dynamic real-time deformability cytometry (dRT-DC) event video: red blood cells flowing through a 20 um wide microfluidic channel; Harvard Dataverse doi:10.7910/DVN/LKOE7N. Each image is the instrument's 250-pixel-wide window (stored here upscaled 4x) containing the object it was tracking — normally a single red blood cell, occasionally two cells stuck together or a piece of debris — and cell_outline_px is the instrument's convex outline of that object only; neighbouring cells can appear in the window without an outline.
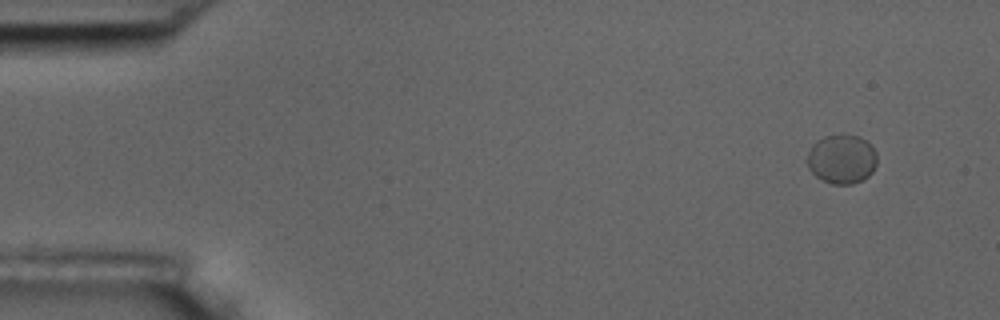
{"species": "common noctule bat (a hibernating species)", "species_latin": "Nyctalus noctula", "temperature_condition": "room temperature", "stored_images_in_passage": 5, "camera_frame_rate_fps": 3000, "um_per_image_px": 0.085, "animal": {"sex": "male", "body_mass_g": 17.5, "forearm_length_mm": 52.3}, "frame": {"image": 1, "passage_image": 1, "time_ms": 0.0, "image_size_px": [1000, 320], "cell_outline_px": [[876, 164], [872, 172], [868, 176], [852, 184], [832, 184], [816, 176], [808, 168], [808, 152], [812, 144], [816, 140], [824, 136], [840, 132], [844, 132], [860, 136], [876, 152]], "centroid_in_image_um": [71.53, 13.47], "position_along_channel_um": 13.5, "area_um2": 20.23}}